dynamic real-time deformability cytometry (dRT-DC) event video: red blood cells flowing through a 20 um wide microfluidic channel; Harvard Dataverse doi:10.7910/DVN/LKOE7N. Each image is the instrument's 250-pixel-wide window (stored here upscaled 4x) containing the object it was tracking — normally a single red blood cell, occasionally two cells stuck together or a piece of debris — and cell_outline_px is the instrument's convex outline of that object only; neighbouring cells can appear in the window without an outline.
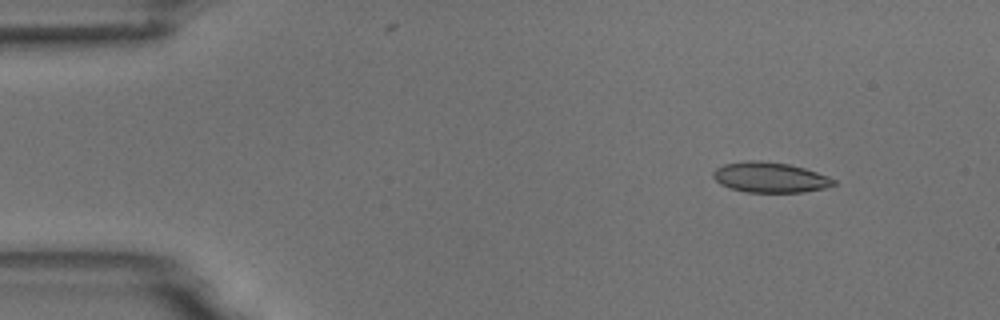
{"species": "common noctule bat (a hibernating species)", "species_latin": "Nyctalus noctula", "temperature_condition": "room temperature", "stored_images_in_passage": 4, "camera_frame_rate_fps": 3000, "um_per_image_px": 0.085, "animal": {"sex": "male", "body_mass_g": 18.8}, "frame": {"image": 1, "passage_image": 2, "time_ms": 1.0, "image_size_px": [1000, 320], "cell_outline_px": [[836, 184], [824, 188], [804, 192], [748, 192], [728, 188], [720, 184], [712, 176], [712, 172], [716, 168], [724, 164], [748, 160], [760, 160], [788, 164], [804, 168], [828, 176], [836, 180]], "centroid_in_image_um": [65.43, 15.07], "position_along_channel_um": 19.6, "area_um2": 21.33}}